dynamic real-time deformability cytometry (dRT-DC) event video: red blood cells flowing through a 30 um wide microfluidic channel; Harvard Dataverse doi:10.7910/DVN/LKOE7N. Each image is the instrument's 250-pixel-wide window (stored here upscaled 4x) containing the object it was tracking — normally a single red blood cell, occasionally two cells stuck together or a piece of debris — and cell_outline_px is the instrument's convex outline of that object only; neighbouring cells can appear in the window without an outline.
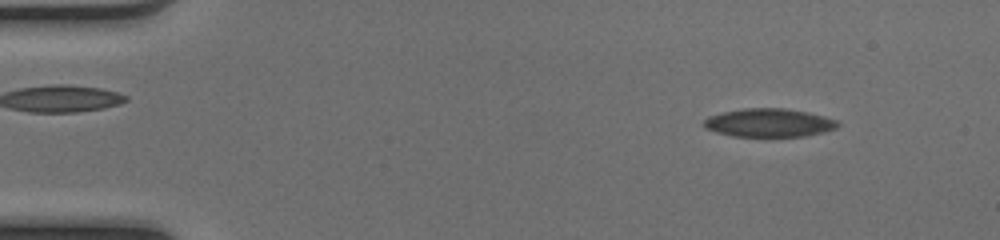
{"species": "common noctule bat (a hibernating species)", "species_latin": "Nyctalus noctula", "temperature_condition": "cold", "stored_images_in_passage": 49, "camera_frame_rate_fps": 3000, "um_per_image_px": 0.085, "animal": {"sex": "female", "body_mass_g": 17.0, "forearm_length_mm": 48.0}, "frame": {"image": 1, "passage_image": 3, "time_ms": 0.667, "image_size_px": [1000, 240], "cell_outline_px": [[840, 124], [836, 128], [804, 136], [736, 136], [716, 132], [708, 128], [704, 124], [704, 120], [708, 116], [724, 112], [744, 108], [784, 108], [824, 116], [836, 120]], "centroid_in_image_um": [65.36, 10.43], "position_along_channel_um": 19.6, "area_um2": 21.68}}
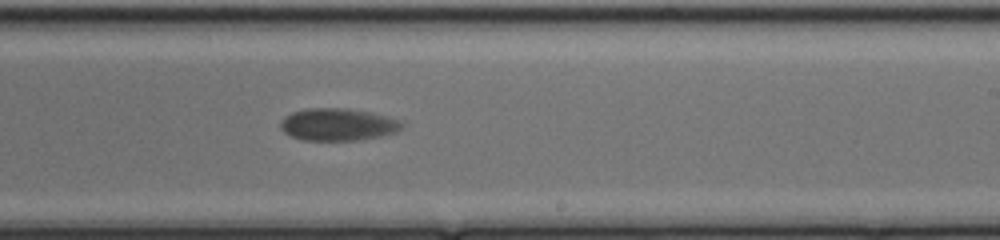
{"frame": {"image": 2, "passage_image": 29, "time_ms": 9.333, "image_size_px": [1000, 240], "cell_outline_px": [[404, 124], [396, 132], [380, 136], [356, 140], [300, 140], [284, 132], [280, 128], [280, 120], [284, 116], [292, 112], [304, 108], [344, 108], [368, 112], [400, 120]], "centroid_in_image_um": [28.66, 10.58], "position_along_channel_um": 260.3, "area_um2": 22.77}}
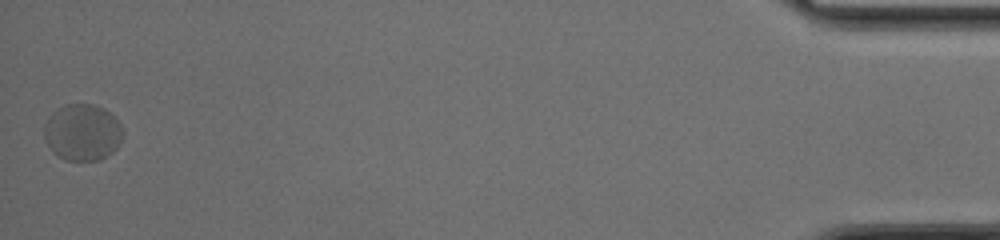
{"frame": {"image": 3, "passage_image": 49, "time_ms": 16.0, "image_size_px": [1000, 240], "cell_outline_px": [[120, 140], [116, 148], [112, 152], [100, 160], [64, 160], [52, 152], [44, 136], [44, 124], [52, 112], [64, 104], [92, 104], [104, 108], [120, 124]], "centroid_in_image_um": [6.96, 11.25], "position_along_channel_um": 428.2, "area_um2": 25.66}, "authors_computed_cell_mechanics": {"area_um2": 22.831, "velocity_mm_per_s": 3.9647, "shape_relaxation_time_tau1_ms": 2.3134, "shape_relaxation_time_tau2_ms": null, "deformation_change_tau1": 0.0653, "deformation_change_tau2": null}}